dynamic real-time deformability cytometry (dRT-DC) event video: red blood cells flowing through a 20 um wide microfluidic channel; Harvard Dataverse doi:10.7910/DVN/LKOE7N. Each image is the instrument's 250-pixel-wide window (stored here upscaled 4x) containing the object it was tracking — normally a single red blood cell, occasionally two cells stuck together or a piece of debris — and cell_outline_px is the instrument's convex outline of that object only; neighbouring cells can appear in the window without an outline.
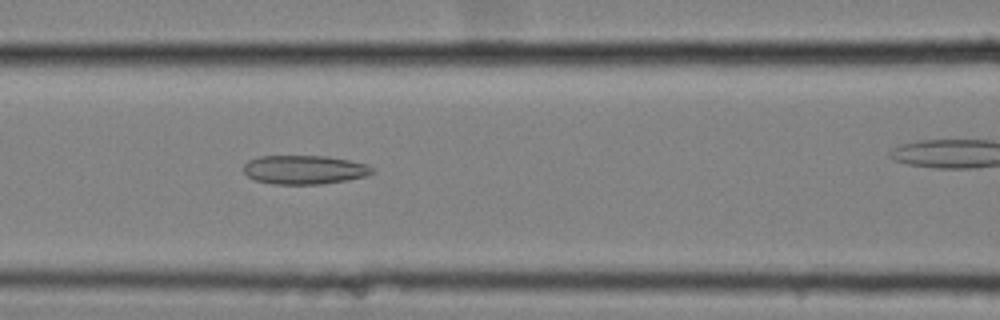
{"species": "common noctule bat (a hibernating species)", "species_latin": "Nyctalus noctula", "temperature_condition": "cold", "stored_images_in_passage": 49, "camera_frame_rate_fps": 3000, "um_per_image_px": 0.085, "animal": {"sex": "female", "body_mass_g": 25.1}, "frame": {"image": 1, "passage_image": 27, "time_ms": 8.667, "image_size_px": [1000, 320], "cell_outline_px": [[376, 172], [364, 176], [348, 180], [324, 184], [272, 184], [256, 180], [248, 176], [244, 172], [244, 164], [248, 160], [260, 156], [328, 156], [368, 164]], "centroid_in_image_um": [25.88, 14.42], "position_along_channel_um": 140.7, "area_um2": 21.73}}
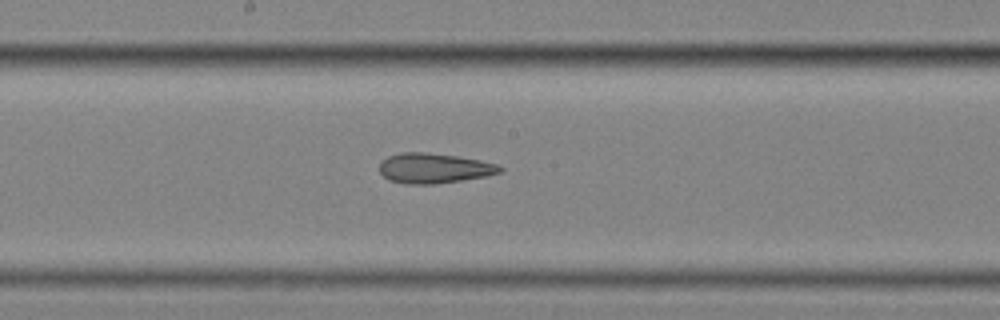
{"frame": {"image": 2, "passage_image": 33, "time_ms": 10.667, "image_size_px": [1000, 320], "cell_outline_px": [[504, 168], [500, 172], [488, 176], [432, 184], [404, 184], [388, 180], [380, 172], [380, 164], [388, 156], [400, 152], [424, 152], [456, 156], [480, 160], [496, 164]], "centroid_in_image_um": [36.88, 14.3], "position_along_channel_um": 211.3, "area_um2": 20.98}}
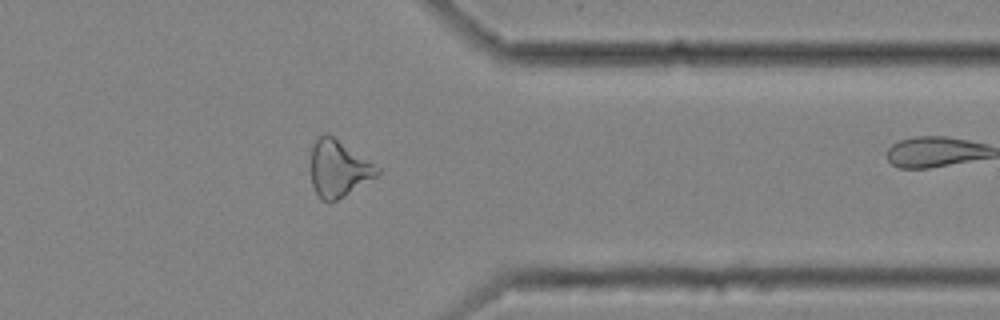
{"frame": {"image": 3, "passage_image": 48, "time_ms": 15.667, "image_size_px": [1000, 320], "cell_outline_px": [[380, 172], [376, 176], [344, 196], [328, 204], [320, 200], [312, 184], [312, 144], [324, 132], [328, 132], [380, 168]], "centroid_in_image_um": [28.75, 14.33], "position_along_channel_um": 382.6, "area_um2": 21.79}}